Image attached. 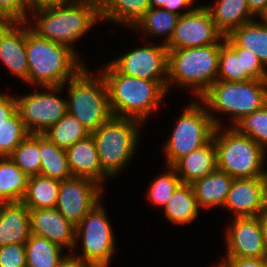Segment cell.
Segmentation results:
<instances>
[{
  "label": "cell",
  "instance_id": "7bdbcfd3",
  "mask_svg": "<svg viewBox=\"0 0 267 267\" xmlns=\"http://www.w3.org/2000/svg\"><path fill=\"white\" fill-rule=\"evenodd\" d=\"M194 0H166L163 4V6L161 8L169 11V12H173V13H176L177 15H183V14H186V13H189L191 12L194 8H188L190 6H192V4L194 3L193 2ZM188 8L187 12H182L181 11L179 12L178 9H183V8Z\"/></svg>",
  "mask_w": 267,
  "mask_h": 267
},
{
  "label": "cell",
  "instance_id": "ba28073f",
  "mask_svg": "<svg viewBox=\"0 0 267 267\" xmlns=\"http://www.w3.org/2000/svg\"><path fill=\"white\" fill-rule=\"evenodd\" d=\"M208 111L230 114L233 122L267 104V80H216L198 99Z\"/></svg>",
  "mask_w": 267,
  "mask_h": 267
},
{
  "label": "cell",
  "instance_id": "7a4b0ae2",
  "mask_svg": "<svg viewBox=\"0 0 267 267\" xmlns=\"http://www.w3.org/2000/svg\"><path fill=\"white\" fill-rule=\"evenodd\" d=\"M101 71L115 117L133 118L143 123L167 95V90L159 82L119 73L110 63Z\"/></svg>",
  "mask_w": 267,
  "mask_h": 267
},
{
  "label": "cell",
  "instance_id": "f546056e",
  "mask_svg": "<svg viewBox=\"0 0 267 267\" xmlns=\"http://www.w3.org/2000/svg\"><path fill=\"white\" fill-rule=\"evenodd\" d=\"M62 249L46 238L30 234L25 244L26 267H58L68 256L62 254Z\"/></svg>",
  "mask_w": 267,
  "mask_h": 267
},
{
  "label": "cell",
  "instance_id": "8d00e7d4",
  "mask_svg": "<svg viewBox=\"0 0 267 267\" xmlns=\"http://www.w3.org/2000/svg\"><path fill=\"white\" fill-rule=\"evenodd\" d=\"M168 171L160 174L151 183L148 198L152 204L164 207L168 199L172 196L177 187L182 183L176 170L172 166H167Z\"/></svg>",
  "mask_w": 267,
  "mask_h": 267
},
{
  "label": "cell",
  "instance_id": "1f68e13d",
  "mask_svg": "<svg viewBox=\"0 0 267 267\" xmlns=\"http://www.w3.org/2000/svg\"><path fill=\"white\" fill-rule=\"evenodd\" d=\"M180 15L169 12L161 7H151L144 16L133 27L134 30L142 29L144 35L163 36L166 35L164 44H167L171 39L174 29L177 25Z\"/></svg>",
  "mask_w": 267,
  "mask_h": 267
},
{
  "label": "cell",
  "instance_id": "836d02e7",
  "mask_svg": "<svg viewBox=\"0 0 267 267\" xmlns=\"http://www.w3.org/2000/svg\"><path fill=\"white\" fill-rule=\"evenodd\" d=\"M9 157L28 177L39 175L41 171L39 134H29Z\"/></svg>",
  "mask_w": 267,
  "mask_h": 267
},
{
  "label": "cell",
  "instance_id": "f6af8a7d",
  "mask_svg": "<svg viewBox=\"0 0 267 267\" xmlns=\"http://www.w3.org/2000/svg\"><path fill=\"white\" fill-rule=\"evenodd\" d=\"M250 12L259 17L267 10V0H247Z\"/></svg>",
  "mask_w": 267,
  "mask_h": 267
},
{
  "label": "cell",
  "instance_id": "83f0119b",
  "mask_svg": "<svg viewBox=\"0 0 267 267\" xmlns=\"http://www.w3.org/2000/svg\"><path fill=\"white\" fill-rule=\"evenodd\" d=\"M28 176L9 157H0V203L22 201Z\"/></svg>",
  "mask_w": 267,
  "mask_h": 267
},
{
  "label": "cell",
  "instance_id": "f907efd6",
  "mask_svg": "<svg viewBox=\"0 0 267 267\" xmlns=\"http://www.w3.org/2000/svg\"><path fill=\"white\" fill-rule=\"evenodd\" d=\"M263 21V23L267 26V10L260 16Z\"/></svg>",
  "mask_w": 267,
  "mask_h": 267
},
{
  "label": "cell",
  "instance_id": "9c48e42d",
  "mask_svg": "<svg viewBox=\"0 0 267 267\" xmlns=\"http://www.w3.org/2000/svg\"><path fill=\"white\" fill-rule=\"evenodd\" d=\"M213 115L203 103L192 102L187 106L164 146L166 166H173L180 158L212 140L215 128L222 127L218 117Z\"/></svg>",
  "mask_w": 267,
  "mask_h": 267
},
{
  "label": "cell",
  "instance_id": "d6986e66",
  "mask_svg": "<svg viewBox=\"0 0 267 267\" xmlns=\"http://www.w3.org/2000/svg\"><path fill=\"white\" fill-rule=\"evenodd\" d=\"M66 155L73 177L90 178L101 186L104 184L102 181L109 178L100 166V160L92 134L66 149Z\"/></svg>",
  "mask_w": 267,
  "mask_h": 267
},
{
  "label": "cell",
  "instance_id": "d590c367",
  "mask_svg": "<svg viewBox=\"0 0 267 267\" xmlns=\"http://www.w3.org/2000/svg\"><path fill=\"white\" fill-rule=\"evenodd\" d=\"M29 134L17 109L0 125V157L10 156Z\"/></svg>",
  "mask_w": 267,
  "mask_h": 267
},
{
  "label": "cell",
  "instance_id": "4316f807",
  "mask_svg": "<svg viewBox=\"0 0 267 267\" xmlns=\"http://www.w3.org/2000/svg\"><path fill=\"white\" fill-rule=\"evenodd\" d=\"M60 181L34 175L28 178L27 190L22 202L29 209L55 208L59 193Z\"/></svg>",
  "mask_w": 267,
  "mask_h": 267
},
{
  "label": "cell",
  "instance_id": "ac0fdd59",
  "mask_svg": "<svg viewBox=\"0 0 267 267\" xmlns=\"http://www.w3.org/2000/svg\"><path fill=\"white\" fill-rule=\"evenodd\" d=\"M76 226L56 208L30 209V233L46 238L62 248H76Z\"/></svg>",
  "mask_w": 267,
  "mask_h": 267
},
{
  "label": "cell",
  "instance_id": "2e32d148",
  "mask_svg": "<svg viewBox=\"0 0 267 267\" xmlns=\"http://www.w3.org/2000/svg\"><path fill=\"white\" fill-rule=\"evenodd\" d=\"M226 232L227 254L225 257L263 258L266 249L259 218L233 217Z\"/></svg>",
  "mask_w": 267,
  "mask_h": 267
},
{
  "label": "cell",
  "instance_id": "7dc6e473",
  "mask_svg": "<svg viewBox=\"0 0 267 267\" xmlns=\"http://www.w3.org/2000/svg\"><path fill=\"white\" fill-rule=\"evenodd\" d=\"M259 222L263 233V242L267 251V209L263 211L259 216Z\"/></svg>",
  "mask_w": 267,
  "mask_h": 267
},
{
  "label": "cell",
  "instance_id": "d6a6232c",
  "mask_svg": "<svg viewBox=\"0 0 267 267\" xmlns=\"http://www.w3.org/2000/svg\"><path fill=\"white\" fill-rule=\"evenodd\" d=\"M91 133L70 113H66L57 123L52 125L43 135L59 148L68 149L77 141Z\"/></svg>",
  "mask_w": 267,
  "mask_h": 267
},
{
  "label": "cell",
  "instance_id": "7c38bea8",
  "mask_svg": "<svg viewBox=\"0 0 267 267\" xmlns=\"http://www.w3.org/2000/svg\"><path fill=\"white\" fill-rule=\"evenodd\" d=\"M110 64L122 74L159 82L167 90L168 49L162 45L136 48Z\"/></svg>",
  "mask_w": 267,
  "mask_h": 267
},
{
  "label": "cell",
  "instance_id": "ab89813d",
  "mask_svg": "<svg viewBox=\"0 0 267 267\" xmlns=\"http://www.w3.org/2000/svg\"><path fill=\"white\" fill-rule=\"evenodd\" d=\"M242 63L246 73L255 80H267V69L256 54L242 48Z\"/></svg>",
  "mask_w": 267,
  "mask_h": 267
},
{
  "label": "cell",
  "instance_id": "c3c4849f",
  "mask_svg": "<svg viewBox=\"0 0 267 267\" xmlns=\"http://www.w3.org/2000/svg\"><path fill=\"white\" fill-rule=\"evenodd\" d=\"M104 0H71V2L89 3L100 9Z\"/></svg>",
  "mask_w": 267,
  "mask_h": 267
},
{
  "label": "cell",
  "instance_id": "5bb4252c",
  "mask_svg": "<svg viewBox=\"0 0 267 267\" xmlns=\"http://www.w3.org/2000/svg\"><path fill=\"white\" fill-rule=\"evenodd\" d=\"M103 187L86 177H72L60 181L55 208L77 226L87 213L101 202Z\"/></svg>",
  "mask_w": 267,
  "mask_h": 267
},
{
  "label": "cell",
  "instance_id": "e575fe53",
  "mask_svg": "<svg viewBox=\"0 0 267 267\" xmlns=\"http://www.w3.org/2000/svg\"><path fill=\"white\" fill-rule=\"evenodd\" d=\"M230 125L239 134L252 138L264 150L267 147V104Z\"/></svg>",
  "mask_w": 267,
  "mask_h": 267
},
{
  "label": "cell",
  "instance_id": "f1b7e54d",
  "mask_svg": "<svg viewBox=\"0 0 267 267\" xmlns=\"http://www.w3.org/2000/svg\"><path fill=\"white\" fill-rule=\"evenodd\" d=\"M240 48L256 54L267 66V26L254 20L239 26L228 35Z\"/></svg>",
  "mask_w": 267,
  "mask_h": 267
},
{
  "label": "cell",
  "instance_id": "bcb514c9",
  "mask_svg": "<svg viewBox=\"0 0 267 267\" xmlns=\"http://www.w3.org/2000/svg\"><path fill=\"white\" fill-rule=\"evenodd\" d=\"M58 267H91L87 264L82 263L80 260L75 259L71 255L68 256L62 261Z\"/></svg>",
  "mask_w": 267,
  "mask_h": 267
},
{
  "label": "cell",
  "instance_id": "ee69618b",
  "mask_svg": "<svg viewBox=\"0 0 267 267\" xmlns=\"http://www.w3.org/2000/svg\"><path fill=\"white\" fill-rule=\"evenodd\" d=\"M71 0H28L30 11L33 9L47 7L52 5H61L70 3Z\"/></svg>",
  "mask_w": 267,
  "mask_h": 267
},
{
  "label": "cell",
  "instance_id": "9a60e30c",
  "mask_svg": "<svg viewBox=\"0 0 267 267\" xmlns=\"http://www.w3.org/2000/svg\"><path fill=\"white\" fill-rule=\"evenodd\" d=\"M224 208L234 217H257L267 209L266 177L233 179Z\"/></svg>",
  "mask_w": 267,
  "mask_h": 267
},
{
  "label": "cell",
  "instance_id": "8fae6325",
  "mask_svg": "<svg viewBox=\"0 0 267 267\" xmlns=\"http://www.w3.org/2000/svg\"><path fill=\"white\" fill-rule=\"evenodd\" d=\"M63 87L64 85L42 87L49 92L17 96V109L30 134L45 133L67 113V99L55 94L63 90Z\"/></svg>",
  "mask_w": 267,
  "mask_h": 267
},
{
  "label": "cell",
  "instance_id": "4dcf8cb0",
  "mask_svg": "<svg viewBox=\"0 0 267 267\" xmlns=\"http://www.w3.org/2000/svg\"><path fill=\"white\" fill-rule=\"evenodd\" d=\"M217 80L228 82H245L252 78L243 69L242 48L228 35L221 44Z\"/></svg>",
  "mask_w": 267,
  "mask_h": 267
},
{
  "label": "cell",
  "instance_id": "74e56055",
  "mask_svg": "<svg viewBox=\"0 0 267 267\" xmlns=\"http://www.w3.org/2000/svg\"><path fill=\"white\" fill-rule=\"evenodd\" d=\"M29 10L28 0H0V22L29 21Z\"/></svg>",
  "mask_w": 267,
  "mask_h": 267
},
{
  "label": "cell",
  "instance_id": "3957f363",
  "mask_svg": "<svg viewBox=\"0 0 267 267\" xmlns=\"http://www.w3.org/2000/svg\"><path fill=\"white\" fill-rule=\"evenodd\" d=\"M35 27L31 30L39 37L64 45L73 50L74 41L88 32L100 20L99 9L89 3L70 2L33 9Z\"/></svg>",
  "mask_w": 267,
  "mask_h": 267
},
{
  "label": "cell",
  "instance_id": "6da1fadb",
  "mask_svg": "<svg viewBox=\"0 0 267 267\" xmlns=\"http://www.w3.org/2000/svg\"><path fill=\"white\" fill-rule=\"evenodd\" d=\"M25 21V46L28 83L40 86H63L84 67L78 54L68 47L39 37Z\"/></svg>",
  "mask_w": 267,
  "mask_h": 267
},
{
  "label": "cell",
  "instance_id": "603a6c76",
  "mask_svg": "<svg viewBox=\"0 0 267 267\" xmlns=\"http://www.w3.org/2000/svg\"><path fill=\"white\" fill-rule=\"evenodd\" d=\"M214 6H205L217 29L224 35H229L234 29L248 23L254 15L250 12L247 0H217Z\"/></svg>",
  "mask_w": 267,
  "mask_h": 267
},
{
  "label": "cell",
  "instance_id": "d4e9b609",
  "mask_svg": "<svg viewBox=\"0 0 267 267\" xmlns=\"http://www.w3.org/2000/svg\"><path fill=\"white\" fill-rule=\"evenodd\" d=\"M150 8L149 0H104L99 14L101 19L133 28Z\"/></svg>",
  "mask_w": 267,
  "mask_h": 267
},
{
  "label": "cell",
  "instance_id": "cb8c5ba5",
  "mask_svg": "<svg viewBox=\"0 0 267 267\" xmlns=\"http://www.w3.org/2000/svg\"><path fill=\"white\" fill-rule=\"evenodd\" d=\"M167 219L175 224H189L199 214L194 189L191 184L181 183L163 207Z\"/></svg>",
  "mask_w": 267,
  "mask_h": 267
},
{
  "label": "cell",
  "instance_id": "8992f818",
  "mask_svg": "<svg viewBox=\"0 0 267 267\" xmlns=\"http://www.w3.org/2000/svg\"><path fill=\"white\" fill-rule=\"evenodd\" d=\"M216 127L213 140L217 150V169L227 173L233 179L265 177L263 168L266 150L252 138L239 134L231 126L220 131Z\"/></svg>",
  "mask_w": 267,
  "mask_h": 267
},
{
  "label": "cell",
  "instance_id": "484cf974",
  "mask_svg": "<svg viewBox=\"0 0 267 267\" xmlns=\"http://www.w3.org/2000/svg\"><path fill=\"white\" fill-rule=\"evenodd\" d=\"M39 153L41 158L40 175L59 181L73 177L67 161L66 150L59 148L43 134H39Z\"/></svg>",
  "mask_w": 267,
  "mask_h": 267
},
{
  "label": "cell",
  "instance_id": "e0dca14e",
  "mask_svg": "<svg viewBox=\"0 0 267 267\" xmlns=\"http://www.w3.org/2000/svg\"><path fill=\"white\" fill-rule=\"evenodd\" d=\"M0 60L14 75L28 82L25 21L0 22Z\"/></svg>",
  "mask_w": 267,
  "mask_h": 267
},
{
  "label": "cell",
  "instance_id": "7402d4cb",
  "mask_svg": "<svg viewBox=\"0 0 267 267\" xmlns=\"http://www.w3.org/2000/svg\"><path fill=\"white\" fill-rule=\"evenodd\" d=\"M233 178L227 173L216 169L192 185L199 208L224 206Z\"/></svg>",
  "mask_w": 267,
  "mask_h": 267
},
{
  "label": "cell",
  "instance_id": "30bf717a",
  "mask_svg": "<svg viewBox=\"0 0 267 267\" xmlns=\"http://www.w3.org/2000/svg\"><path fill=\"white\" fill-rule=\"evenodd\" d=\"M101 203L87 213L76 226L75 238L82 239L83 255H72L91 267H108L115 251L114 231Z\"/></svg>",
  "mask_w": 267,
  "mask_h": 267
},
{
  "label": "cell",
  "instance_id": "ffe728a7",
  "mask_svg": "<svg viewBox=\"0 0 267 267\" xmlns=\"http://www.w3.org/2000/svg\"><path fill=\"white\" fill-rule=\"evenodd\" d=\"M30 234V209L22 201L0 203V246L25 245Z\"/></svg>",
  "mask_w": 267,
  "mask_h": 267
},
{
  "label": "cell",
  "instance_id": "5b68a950",
  "mask_svg": "<svg viewBox=\"0 0 267 267\" xmlns=\"http://www.w3.org/2000/svg\"><path fill=\"white\" fill-rule=\"evenodd\" d=\"M67 83V112L77 118L90 133L113 116L108 88L101 73L93 76L85 66Z\"/></svg>",
  "mask_w": 267,
  "mask_h": 267
},
{
  "label": "cell",
  "instance_id": "52a82bcc",
  "mask_svg": "<svg viewBox=\"0 0 267 267\" xmlns=\"http://www.w3.org/2000/svg\"><path fill=\"white\" fill-rule=\"evenodd\" d=\"M139 125L142 122L137 119L112 116L91 133L100 166L110 178L118 175L134 156L139 143Z\"/></svg>",
  "mask_w": 267,
  "mask_h": 267
},
{
  "label": "cell",
  "instance_id": "816d5d0a",
  "mask_svg": "<svg viewBox=\"0 0 267 267\" xmlns=\"http://www.w3.org/2000/svg\"><path fill=\"white\" fill-rule=\"evenodd\" d=\"M263 261H264V263H265V266L267 267V252H266V254L263 256Z\"/></svg>",
  "mask_w": 267,
  "mask_h": 267
},
{
  "label": "cell",
  "instance_id": "4fadbf2b",
  "mask_svg": "<svg viewBox=\"0 0 267 267\" xmlns=\"http://www.w3.org/2000/svg\"><path fill=\"white\" fill-rule=\"evenodd\" d=\"M224 35L217 29L209 10L197 6L179 17L167 49H185L217 44Z\"/></svg>",
  "mask_w": 267,
  "mask_h": 267
},
{
  "label": "cell",
  "instance_id": "b9f144b4",
  "mask_svg": "<svg viewBox=\"0 0 267 267\" xmlns=\"http://www.w3.org/2000/svg\"><path fill=\"white\" fill-rule=\"evenodd\" d=\"M17 110V99L10 94H0V125Z\"/></svg>",
  "mask_w": 267,
  "mask_h": 267
},
{
  "label": "cell",
  "instance_id": "60d3db41",
  "mask_svg": "<svg viewBox=\"0 0 267 267\" xmlns=\"http://www.w3.org/2000/svg\"><path fill=\"white\" fill-rule=\"evenodd\" d=\"M220 263L218 267H266L262 258L225 257Z\"/></svg>",
  "mask_w": 267,
  "mask_h": 267
},
{
  "label": "cell",
  "instance_id": "44dd1931",
  "mask_svg": "<svg viewBox=\"0 0 267 267\" xmlns=\"http://www.w3.org/2000/svg\"><path fill=\"white\" fill-rule=\"evenodd\" d=\"M172 167L184 184H193L212 173L217 169V150L214 140L180 158Z\"/></svg>",
  "mask_w": 267,
  "mask_h": 267
},
{
  "label": "cell",
  "instance_id": "277c9868",
  "mask_svg": "<svg viewBox=\"0 0 267 267\" xmlns=\"http://www.w3.org/2000/svg\"><path fill=\"white\" fill-rule=\"evenodd\" d=\"M185 49H168L167 92L174 84L193 88L199 98L216 80L221 44Z\"/></svg>",
  "mask_w": 267,
  "mask_h": 267
},
{
  "label": "cell",
  "instance_id": "f35d334b",
  "mask_svg": "<svg viewBox=\"0 0 267 267\" xmlns=\"http://www.w3.org/2000/svg\"><path fill=\"white\" fill-rule=\"evenodd\" d=\"M0 267H26L25 245L0 246Z\"/></svg>",
  "mask_w": 267,
  "mask_h": 267
},
{
  "label": "cell",
  "instance_id": "681fc988",
  "mask_svg": "<svg viewBox=\"0 0 267 267\" xmlns=\"http://www.w3.org/2000/svg\"><path fill=\"white\" fill-rule=\"evenodd\" d=\"M166 0H149L150 7H162Z\"/></svg>",
  "mask_w": 267,
  "mask_h": 267
}]
</instances>
